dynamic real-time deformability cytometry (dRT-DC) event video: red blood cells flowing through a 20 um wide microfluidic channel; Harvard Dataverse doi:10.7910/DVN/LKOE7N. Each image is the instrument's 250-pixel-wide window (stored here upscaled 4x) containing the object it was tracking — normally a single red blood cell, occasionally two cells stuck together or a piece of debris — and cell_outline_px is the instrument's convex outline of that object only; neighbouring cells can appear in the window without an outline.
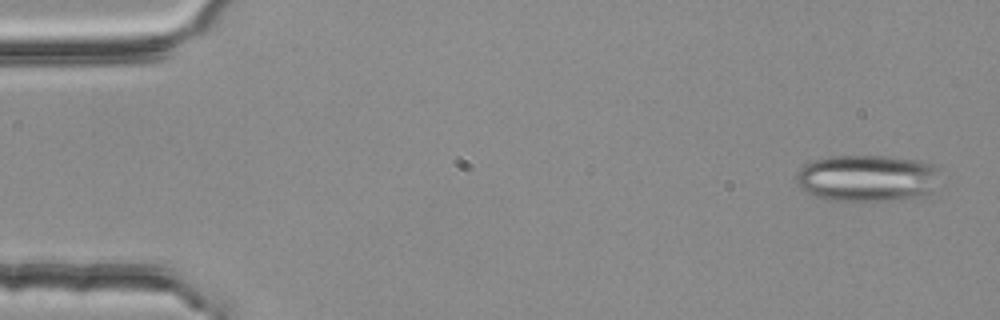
{"species": "common noctule bat (a hibernating species)", "species_latin": "Nyctalus noctula", "temperature_condition": "room temperature", "stored_images_in_passage": 4, "camera_frame_rate_fps": 3000, "um_per_image_px": 0.085, "animal": {"sex": "female", "body_mass_g": 25.1}, "frame": {"image": 1, "passage_image": 1, "time_ms": 0.0, "image_size_px": [1000, 320], "cell_outline_px": [[936, 168], [932, 192], [924, 196], [904, 200], [824, 200], [808, 192], [796, 184], [796, 172], [804, 164], [828, 156], [884, 156], [916, 160], [936, 164]], "centroid_in_image_um": [73.67, 15.14], "position_along_channel_um": 11.3, "area_um2": 39.07}}